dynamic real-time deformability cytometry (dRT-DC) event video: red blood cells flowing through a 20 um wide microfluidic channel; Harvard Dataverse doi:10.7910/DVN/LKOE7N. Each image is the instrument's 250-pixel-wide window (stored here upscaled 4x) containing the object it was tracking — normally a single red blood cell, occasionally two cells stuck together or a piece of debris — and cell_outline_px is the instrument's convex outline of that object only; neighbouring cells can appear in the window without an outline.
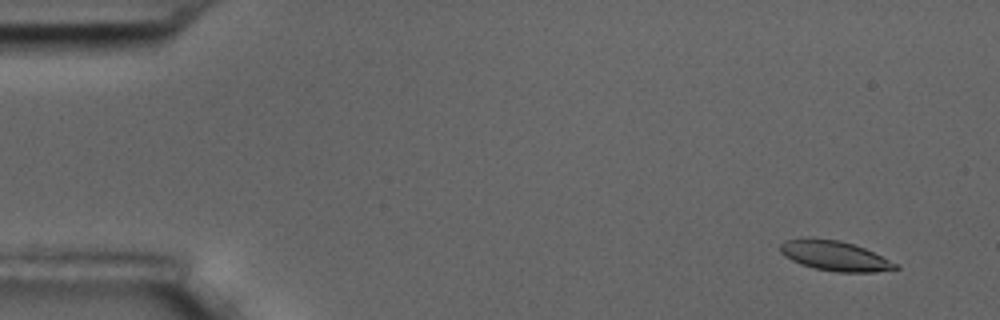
{"species": "common noctule bat (a hibernating species)", "species_latin": "Nyctalus noctula", "temperature_condition": "room temperature", "stored_images_in_passage": 5, "camera_frame_rate_fps": 3000, "um_per_image_px": 0.085, "animal": {"sex": "male", "body_mass_g": 17.5, "forearm_length_mm": 52.3}, "frame": {"image": 1, "passage_image": 2, "time_ms": 1.0, "image_size_px": [1000, 320], "cell_outline_px": [[900, 268], [876, 272], [836, 272], [816, 268], [800, 264], [784, 256], [780, 252], [780, 244], [784, 240], [836, 240], [852, 244], [864, 248], [896, 264]], "centroid_in_image_um": [70.95, 21.78], "position_along_channel_um": 14.0, "area_um2": 19.25}}
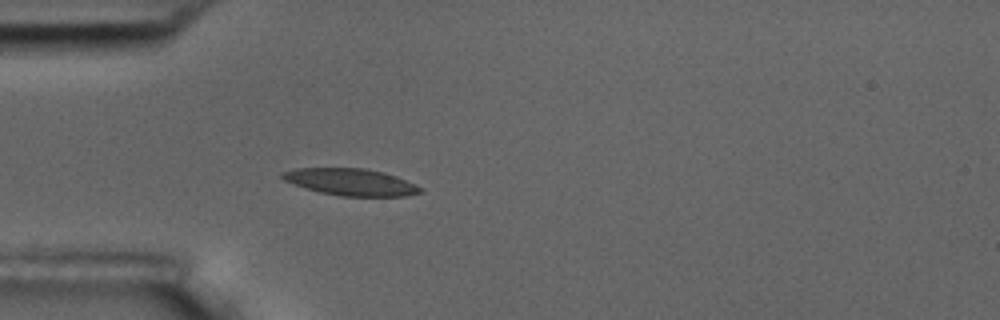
{"frame": {"image": 2, "passage_image": 5, "time_ms": 5.333, "image_size_px": [1000, 320], "cell_outline_px": [[424, 188], [420, 192], [404, 196], [340, 196], [320, 192], [284, 180], [280, 176], [280, 172], [296, 168], [364, 168], [396, 176]], "centroid_in_image_um": [29.81, 15.47], "position_along_channel_um": 55.2, "area_um2": 21.33}}